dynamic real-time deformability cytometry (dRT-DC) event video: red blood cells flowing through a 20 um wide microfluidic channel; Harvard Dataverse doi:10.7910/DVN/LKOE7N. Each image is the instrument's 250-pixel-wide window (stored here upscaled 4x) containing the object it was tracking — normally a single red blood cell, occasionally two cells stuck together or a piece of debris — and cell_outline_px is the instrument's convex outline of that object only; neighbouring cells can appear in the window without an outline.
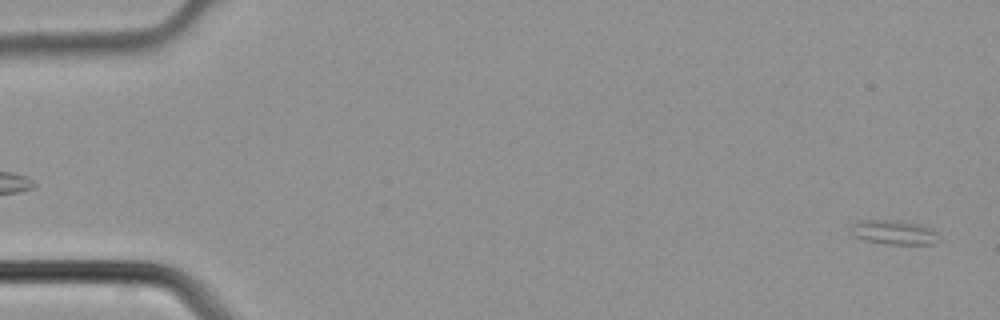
{"species": "common noctule bat (a hibernating species)", "species_latin": "Nyctalus noctula", "temperature_condition": "cold", "stored_images_in_passage": 5, "camera_frame_rate_fps": 3000, "um_per_image_px": 0.085, "animal": {"sex": "male", "body_mass_g": 21.5, "forearm_length_mm": 52.0}, "frame": {"image": 1, "passage_image": 5, "time_ms": 1.333, "image_size_px": [1000, 320], "cell_outline_px": [[940, 240], [932, 244], [888, 244], [864, 240], [852, 236], [848, 228], [860, 220], [896, 220], [920, 224], [932, 228], [936, 232]], "centroid_in_image_um": [75.97, 19.75], "position_along_channel_um": 9.0, "area_um2": 12.66}}